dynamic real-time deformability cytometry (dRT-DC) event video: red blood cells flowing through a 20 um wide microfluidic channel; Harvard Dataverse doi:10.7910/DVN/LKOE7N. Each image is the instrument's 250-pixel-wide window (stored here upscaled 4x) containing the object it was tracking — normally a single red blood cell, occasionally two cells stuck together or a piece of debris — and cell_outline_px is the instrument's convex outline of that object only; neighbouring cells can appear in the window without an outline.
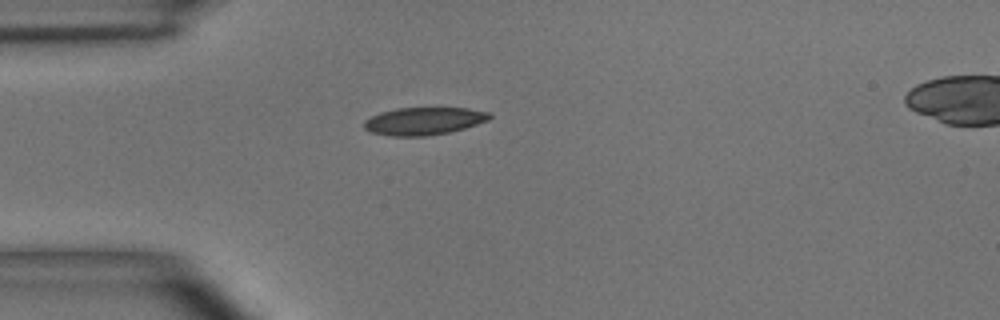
{"species": "common noctule bat (a hibernating species)", "species_latin": "Nyctalus noctula", "temperature_condition": "room temperature", "stored_images_in_passage": 2, "camera_frame_rate_fps": 3000, "um_per_image_px": 0.085, "animal": {"sex": "male", "body_mass_g": 15.6}, "frame": {"image": 1, "passage_image": 1, "time_ms": 0.0, "image_size_px": [1000, 320], "cell_outline_px": [[492, 116], [488, 120], [464, 128], [448, 132], [424, 136], [392, 136], [372, 132], [364, 128], [364, 120], [380, 112], [396, 108], [468, 108], [488, 112]], "centroid_in_image_um": [36.01, 10.28], "position_along_channel_um": 49.0, "area_um2": 20.0}}